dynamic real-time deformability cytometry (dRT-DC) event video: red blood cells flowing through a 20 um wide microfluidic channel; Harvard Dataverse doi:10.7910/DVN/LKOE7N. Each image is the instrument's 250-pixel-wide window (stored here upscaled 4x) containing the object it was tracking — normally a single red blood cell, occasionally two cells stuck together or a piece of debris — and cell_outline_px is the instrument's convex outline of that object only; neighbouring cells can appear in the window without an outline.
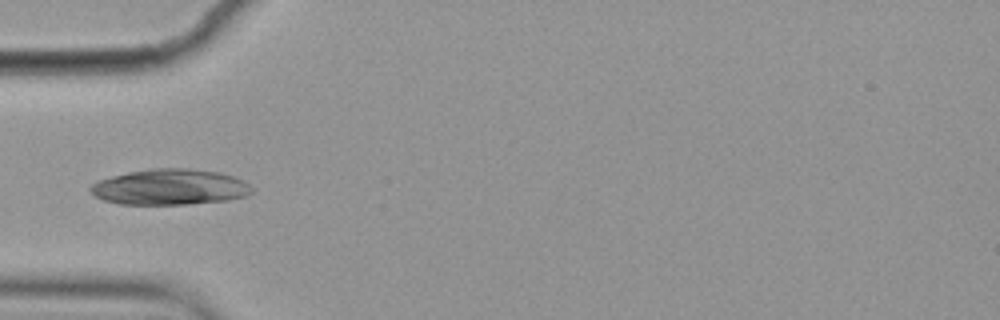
{"species": "common noctule bat (a hibernating species)", "species_latin": "Nyctalus noctula", "temperature_condition": "cold", "stored_images_in_passage": 8, "camera_frame_rate_fps": 3000, "um_per_image_px": 0.085, "animal": {"sex": "female", "body_mass_g": 19.9}, "frame": {"image": 1, "passage_image": 5, "time_ms": 1.333, "image_size_px": [1000, 320], "cell_outline_px": [[252, 192], [248, 196], [228, 200], [188, 204], [120, 204], [104, 200], [96, 196], [88, 188], [92, 184], [100, 180], [112, 176], [128, 172], [152, 168], [188, 168], [220, 172], [236, 176], [248, 184], [252, 188]], "centroid_in_image_um": [14.48, 15.89], "position_along_channel_um": 70.5, "area_um2": 33.7}}
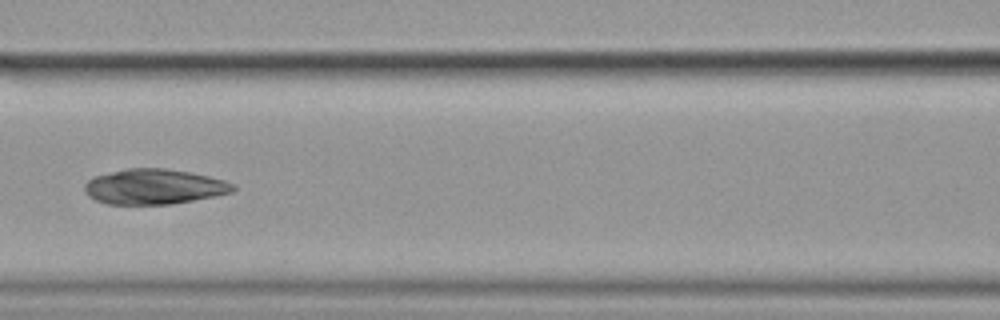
{"frame": {"image": 2, "passage_image": 7, "time_ms": 2.0, "image_size_px": [1000, 320], "cell_outline_px": [[236, 188], [232, 192], [216, 196], [172, 204], [108, 204], [96, 200], [88, 196], [84, 192], [84, 184], [92, 176], [128, 168], [164, 168], [188, 172], [208, 176], [224, 180], [236, 184]], "centroid_in_image_um": [13.09, 15.87], "position_along_channel_um": 153.5, "area_um2": 30.58}}
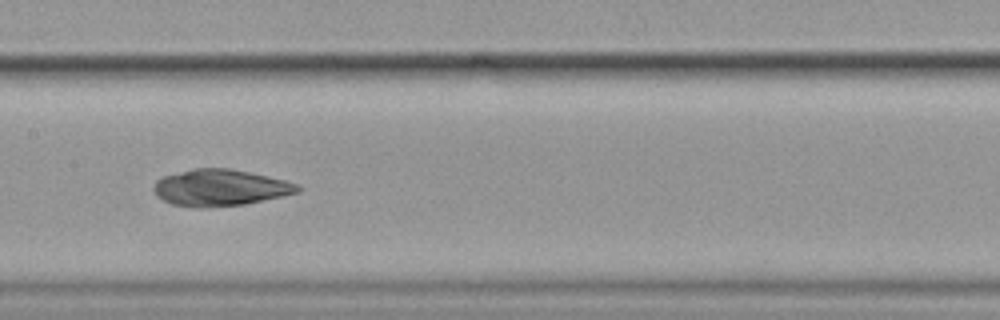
{"frame": {"image": 3, "passage_image": 8, "time_ms": 2.333, "image_size_px": [1000, 320], "cell_outline_px": [[300, 188], [296, 192], [280, 196], [244, 204], [208, 208], [200, 208], [172, 204], [156, 196], [152, 188], [156, 180], [164, 176], [196, 168], [228, 168], [268, 176], [284, 180], [296, 184]], "centroid_in_image_um": [18.65, 15.96], "position_along_channel_um": 188.8, "area_um2": 30.23}}